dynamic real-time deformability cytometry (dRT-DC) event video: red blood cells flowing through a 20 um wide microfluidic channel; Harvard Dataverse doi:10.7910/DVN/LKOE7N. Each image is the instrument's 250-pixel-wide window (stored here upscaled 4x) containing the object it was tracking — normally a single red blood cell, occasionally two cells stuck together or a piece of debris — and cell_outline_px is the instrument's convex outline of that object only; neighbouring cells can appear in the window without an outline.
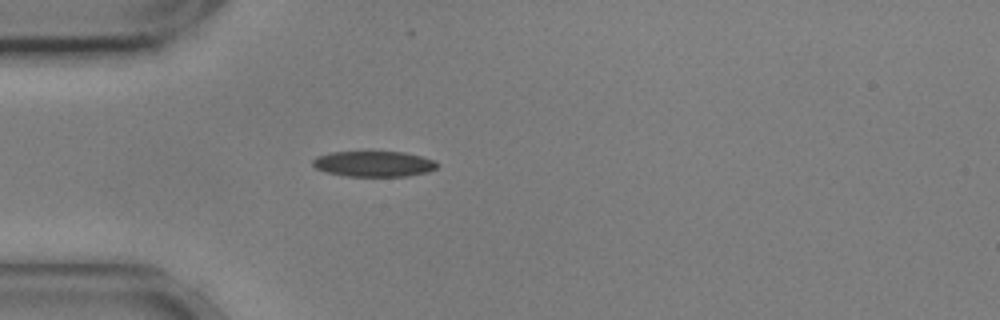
{"species": "common noctule bat (a hibernating species)", "species_latin": "Nyctalus noctula", "temperature_condition": "cold", "stored_images_in_passage": 41, "camera_frame_rate_fps": 3000, "um_per_image_px": 0.085, "animal": {"sex": "male", "body_mass_g": 17.9, "forearm_length_mm": 54.2}, "frame": {"image": 1, "passage_image": 1, "time_ms": 0.0, "image_size_px": [1000, 320], "cell_outline_px": [[440, 164], [436, 168], [428, 172], [408, 176], [348, 176], [324, 172], [316, 168], [312, 164], [312, 160], [316, 156], [332, 152], [404, 152], [424, 156], [436, 160]], "centroid_in_image_um": [31.81, 13.93], "position_along_channel_um": 53.2, "area_um2": 18.79}}
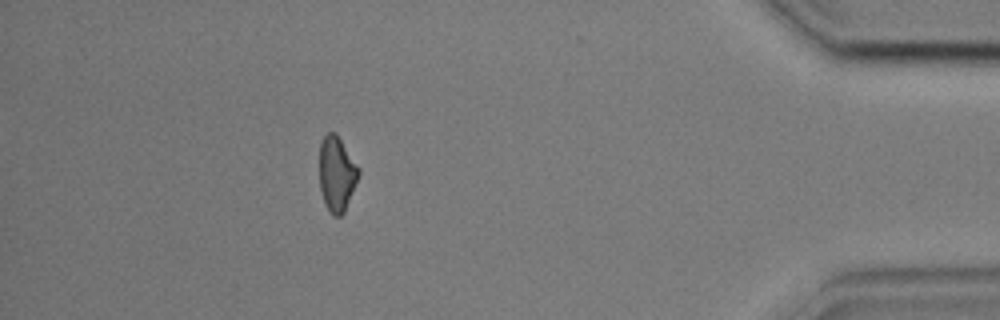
{"frame": {"image": 2, "passage_image": 35, "time_ms": 11.333, "image_size_px": [1000, 320], "cell_outline_px": [[360, 172], [344, 212], [340, 216], [332, 216], [328, 212], [324, 204], [320, 188], [320, 140], [328, 132], [336, 132], [360, 168]], "centroid_in_image_um": [28.61, 14.77], "position_along_channel_um": 406.6, "area_um2": 17.22}, "authors_computed_cell_mechanics": {"area_um2": 18.3226, "velocity_mm_per_s": 3.6081, "shape_relaxation_time_tau1_ms": 6.9093, "shape_relaxation_time_tau2_ms": 7.4723, "deformation_change_tau1": 0.1277, "deformation_change_tau2": 0.1402}}